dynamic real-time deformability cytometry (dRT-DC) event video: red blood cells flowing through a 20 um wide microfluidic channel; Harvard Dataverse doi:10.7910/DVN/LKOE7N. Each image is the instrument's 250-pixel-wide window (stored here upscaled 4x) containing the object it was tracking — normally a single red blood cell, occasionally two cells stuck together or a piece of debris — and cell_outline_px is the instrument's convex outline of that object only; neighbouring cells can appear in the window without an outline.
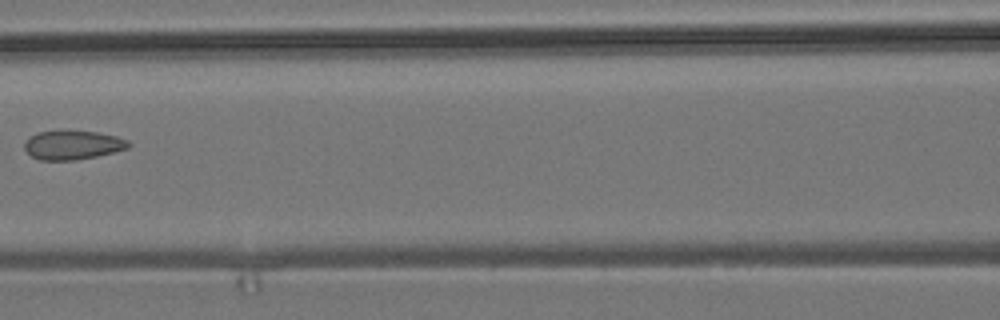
{"species": "common noctule bat (a hibernating species)", "species_latin": "Nyctalus noctula", "temperature_condition": "room temperature", "stored_images_in_passage": 4, "camera_frame_rate_fps": 3000, "um_per_image_px": 0.085, "animal": {"sex": "male", "body_mass_g": 19.2, "forearm_length_mm": 51.8}, "frame": {"image": 1, "passage_image": 4, "time_ms": 4.333, "image_size_px": [1000, 320], "cell_outline_px": [[132, 144], [128, 148], [96, 156], [76, 160], [40, 160], [32, 156], [24, 148], [24, 144], [28, 136], [40, 132], [56, 128], [96, 132], [116, 136], [128, 140]], "centroid_in_image_um": [6.15, 12.29], "position_along_channel_um": 160.5, "area_um2": 18.03}}